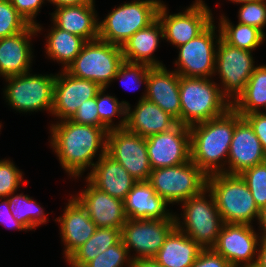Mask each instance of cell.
Wrapping results in <instances>:
<instances>
[{"instance_id": "cell-1", "label": "cell", "mask_w": 266, "mask_h": 267, "mask_svg": "<svg viewBox=\"0 0 266 267\" xmlns=\"http://www.w3.org/2000/svg\"><path fill=\"white\" fill-rule=\"evenodd\" d=\"M51 147L68 175L82 176L85 168H92V162L99 148L100 158L106 153L107 132L105 127L77 124L64 120L51 124Z\"/></svg>"}, {"instance_id": "cell-2", "label": "cell", "mask_w": 266, "mask_h": 267, "mask_svg": "<svg viewBox=\"0 0 266 267\" xmlns=\"http://www.w3.org/2000/svg\"><path fill=\"white\" fill-rule=\"evenodd\" d=\"M241 118L231 107L221 116L189 127L191 161L207 176L225 173L223 166L227 164L235 125Z\"/></svg>"}, {"instance_id": "cell-3", "label": "cell", "mask_w": 266, "mask_h": 267, "mask_svg": "<svg viewBox=\"0 0 266 267\" xmlns=\"http://www.w3.org/2000/svg\"><path fill=\"white\" fill-rule=\"evenodd\" d=\"M217 84L208 78H179L181 124L192 126L223 115L232 104Z\"/></svg>"}, {"instance_id": "cell-4", "label": "cell", "mask_w": 266, "mask_h": 267, "mask_svg": "<svg viewBox=\"0 0 266 267\" xmlns=\"http://www.w3.org/2000/svg\"><path fill=\"white\" fill-rule=\"evenodd\" d=\"M223 223L251 225L259 209L246 182L240 175L216 173L207 178Z\"/></svg>"}, {"instance_id": "cell-5", "label": "cell", "mask_w": 266, "mask_h": 267, "mask_svg": "<svg viewBox=\"0 0 266 267\" xmlns=\"http://www.w3.org/2000/svg\"><path fill=\"white\" fill-rule=\"evenodd\" d=\"M161 4L160 0H134L114 8L99 21L98 38L122 47L133 34L157 19Z\"/></svg>"}, {"instance_id": "cell-6", "label": "cell", "mask_w": 266, "mask_h": 267, "mask_svg": "<svg viewBox=\"0 0 266 267\" xmlns=\"http://www.w3.org/2000/svg\"><path fill=\"white\" fill-rule=\"evenodd\" d=\"M123 61L120 46L98 38L85 43L66 71L76 78L94 81L106 89Z\"/></svg>"}, {"instance_id": "cell-7", "label": "cell", "mask_w": 266, "mask_h": 267, "mask_svg": "<svg viewBox=\"0 0 266 267\" xmlns=\"http://www.w3.org/2000/svg\"><path fill=\"white\" fill-rule=\"evenodd\" d=\"M206 192H209L210 200H206ZM182 203L184 214L183 216L181 214V217L184 219L183 222L179 221L180 218L175 215L176 228L194 240L202 249L212 248L223 225L213 194L206 189Z\"/></svg>"}, {"instance_id": "cell-8", "label": "cell", "mask_w": 266, "mask_h": 267, "mask_svg": "<svg viewBox=\"0 0 266 267\" xmlns=\"http://www.w3.org/2000/svg\"><path fill=\"white\" fill-rule=\"evenodd\" d=\"M208 176L191 160L151 171L148 182L168 204L182 203L207 189Z\"/></svg>"}, {"instance_id": "cell-9", "label": "cell", "mask_w": 266, "mask_h": 267, "mask_svg": "<svg viewBox=\"0 0 266 267\" xmlns=\"http://www.w3.org/2000/svg\"><path fill=\"white\" fill-rule=\"evenodd\" d=\"M218 32L219 36L215 41L217 51L214 72H218L217 74L221 76L222 95L233 104L244 92L256 66L253 64L251 51L228 45L221 39L220 30Z\"/></svg>"}, {"instance_id": "cell-10", "label": "cell", "mask_w": 266, "mask_h": 267, "mask_svg": "<svg viewBox=\"0 0 266 267\" xmlns=\"http://www.w3.org/2000/svg\"><path fill=\"white\" fill-rule=\"evenodd\" d=\"M4 90L8 104L17 111L47 110L52 113L56 75H32L30 72L10 76Z\"/></svg>"}, {"instance_id": "cell-11", "label": "cell", "mask_w": 266, "mask_h": 267, "mask_svg": "<svg viewBox=\"0 0 266 267\" xmlns=\"http://www.w3.org/2000/svg\"><path fill=\"white\" fill-rule=\"evenodd\" d=\"M106 153L120 163L137 181H148L152 171L146 147V138L114 128L107 132Z\"/></svg>"}, {"instance_id": "cell-12", "label": "cell", "mask_w": 266, "mask_h": 267, "mask_svg": "<svg viewBox=\"0 0 266 267\" xmlns=\"http://www.w3.org/2000/svg\"><path fill=\"white\" fill-rule=\"evenodd\" d=\"M175 228V215L170 219H127L121 229V240L128 253L132 248L138 254L131 260L153 258Z\"/></svg>"}, {"instance_id": "cell-13", "label": "cell", "mask_w": 266, "mask_h": 267, "mask_svg": "<svg viewBox=\"0 0 266 267\" xmlns=\"http://www.w3.org/2000/svg\"><path fill=\"white\" fill-rule=\"evenodd\" d=\"M157 18L163 27V39L179 47L201 34L213 21L211 10L202 0H196L184 12L167 14V7L161 4Z\"/></svg>"}, {"instance_id": "cell-14", "label": "cell", "mask_w": 266, "mask_h": 267, "mask_svg": "<svg viewBox=\"0 0 266 267\" xmlns=\"http://www.w3.org/2000/svg\"><path fill=\"white\" fill-rule=\"evenodd\" d=\"M215 28L212 22L197 37L178 47L180 51L175 62L178 69L175 71L180 76L211 79L215 74Z\"/></svg>"}, {"instance_id": "cell-15", "label": "cell", "mask_w": 266, "mask_h": 267, "mask_svg": "<svg viewBox=\"0 0 266 267\" xmlns=\"http://www.w3.org/2000/svg\"><path fill=\"white\" fill-rule=\"evenodd\" d=\"M146 147L152 170L190 161V129L178 123L168 131L146 137Z\"/></svg>"}, {"instance_id": "cell-16", "label": "cell", "mask_w": 266, "mask_h": 267, "mask_svg": "<svg viewBox=\"0 0 266 267\" xmlns=\"http://www.w3.org/2000/svg\"><path fill=\"white\" fill-rule=\"evenodd\" d=\"M261 240L252 225L223 223L212 249L232 267H243L257 261V246Z\"/></svg>"}, {"instance_id": "cell-17", "label": "cell", "mask_w": 266, "mask_h": 267, "mask_svg": "<svg viewBox=\"0 0 266 267\" xmlns=\"http://www.w3.org/2000/svg\"><path fill=\"white\" fill-rule=\"evenodd\" d=\"M102 88L94 81L72 76L66 70L56 74L52 115L60 121L71 120L84 101L97 96Z\"/></svg>"}, {"instance_id": "cell-18", "label": "cell", "mask_w": 266, "mask_h": 267, "mask_svg": "<svg viewBox=\"0 0 266 267\" xmlns=\"http://www.w3.org/2000/svg\"><path fill=\"white\" fill-rule=\"evenodd\" d=\"M266 161L260 140L248 121L242 117L235 125L229 148L225 174L239 175L248 168Z\"/></svg>"}, {"instance_id": "cell-19", "label": "cell", "mask_w": 266, "mask_h": 267, "mask_svg": "<svg viewBox=\"0 0 266 267\" xmlns=\"http://www.w3.org/2000/svg\"><path fill=\"white\" fill-rule=\"evenodd\" d=\"M75 197L86 209L96 227L122 229L128 219L125 214L124 201L110 196L91 184Z\"/></svg>"}, {"instance_id": "cell-20", "label": "cell", "mask_w": 266, "mask_h": 267, "mask_svg": "<svg viewBox=\"0 0 266 267\" xmlns=\"http://www.w3.org/2000/svg\"><path fill=\"white\" fill-rule=\"evenodd\" d=\"M179 78L176 71H169L165 66L151 67L148 71L146 92L140 100L146 99L155 103L181 124Z\"/></svg>"}, {"instance_id": "cell-21", "label": "cell", "mask_w": 266, "mask_h": 267, "mask_svg": "<svg viewBox=\"0 0 266 267\" xmlns=\"http://www.w3.org/2000/svg\"><path fill=\"white\" fill-rule=\"evenodd\" d=\"M39 25H29L18 34L0 38V76L7 78L29 72L33 56L29 39L42 30Z\"/></svg>"}, {"instance_id": "cell-22", "label": "cell", "mask_w": 266, "mask_h": 267, "mask_svg": "<svg viewBox=\"0 0 266 267\" xmlns=\"http://www.w3.org/2000/svg\"><path fill=\"white\" fill-rule=\"evenodd\" d=\"M74 197V198H73ZM71 197L59 218L61 238L65 244V258L68 259L95 232L96 224L90 219L86 209L75 198Z\"/></svg>"}, {"instance_id": "cell-23", "label": "cell", "mask_w": 266, "mask_h": 267, "mask_svg": "<svg viewBox=\"0 0 266 267\" xmlns=\"http://www.w3.org/2000/svg\"><path fill=\"white\" fill-rule=\"evenodd\" d=\"M86 179L99 190L122 201L138 182L107 153L102 155L93 165Z\"/></svg>"}, {"instance_id": "cell-24", "label": "cell", "mask_w": 266, "mask_h": 267, "mask_svg": "<svg viewBox=\"0 0 266 267\" xmlns=\"http://www.w3.org/2000/svg\"><path fill=\"white\" fill-rule=\"evenodd\" d=\"M177 124L178 121L174 117L146 99H139L133 111L130 104L127 106L125 128L141 137L168 131Z\"/></svg>"}, {"instance_id": "cell-25", "label": "cell", "mask_w": 266, "mask_h": 267, "mask_svg": "<svg viewBox=\"0 0 266 267\" xmlns=\"http://www.w3.org/2000/svg\"><path fill=\"white\" fill-rule=\"evenodd\" d=\"M94 3L56 8L52 13L53 24L71 34L92 41L99 37V22Z\"/></svg>"}, {"instance_id": "cell-26", "label": "cell", "mask_w": 266, "mask_h": 267, "mask_svg": "<svg viewBox=\"0 0 266 267\" xmlns=\"http://www.w3.org/2000/svg\"><path fill=\"white\" fill-rule=\"evenodd\" d=\"M167 205L148 181H138L124 200L128 219H170L174 214L168 212Z\"/></svg>"}, {"instance_id": "cell-27", "label": "cell", "mask_w": 266, "mask_h": 267, "mask_svg": "<svg viewBox=\"0 0 266 267\" xmlns=\"http://www.w3.org/2000/svg\"><path fill=\"white\" fill-rule=\"evenodd\" d=\"M159 38L163 39V27L158 18L146 28L133 34L121 47L123 59L132 63H143L150 67H161L153 53L159 46Z\"/></svg>"}, {"instance_id": "cell-28", "label": "cell", "mask_w": 266, "mask_h": 267, "mask_svg": "<svg viewBox=\"0 0 266 267\" xmlns=\"http://www.w3.org/2000/svg\"><path fill=\"white\" fill-rule=\"evenodd\" d=\"M202 248L175 228L153 257L163 267H191Z\"/></svg>"}, {"instance_id": "cell-29", "label": "cell", "mask_w": 266, "mask_h": 267, "mask_svg": "<svg viewBox=\"0 0 266 267\" xmlns=\"http://www.w3.org/2000/svg\"><path fill=\"white\" fill-rule=\"evenodd\" d=\"M46 54L54 61L61 62L63 70L73 63L87 42L84 38L68 33L55 25L46 37Z\"/></svg>"}, {"instance_id": "cell-30", "label": "cell", "mask_w": 266, "mask_h": 267, "mask_svg": "<svg viewBox=\"0 0 266 267\" xmlns=\"http://www.w3.org/2000/svg\"><path fill=\"white\" fill-rule=\"evenodd\" d=\"M121 239V230L97 227L94 234L79 247L66 261L71 267H84L100 253L115 245Z\"/></svg>"}, {"instance_id": "cell-31", "label": "cell", "mask_w": 266, "mask_h": 267, "mask_svg": "<svg viewBox=\"0 0 266 267\" xmlns=\"http://www.w3.org/2000/svg\"><path fill=\"white\" fill-rule=\"evenodd\" d=\"M232 107L243 117L245 114L266 110V65L255 67L244 92L232 104Z\"/></svg>"}, {"instance_id": "cell-32", "label": "cell", "mask_w": 266, "mask_h": 267, "mask_svg": "<svg viewBox=\"0 0 266 267\" xmlns=\"http://www.w3.org/2000/svg\"><path fill=\"white\" fill-rule=\"evenodd\" d=\"M233 25L225 16H221L219 23L221 39L228 45L253 51L263 43L265 35L258 28L241 23Z\"/></svg>"}, {"instance_id": "cell-33", "label": "cell", "mask_w": 266, "mask_h": 267, "mask_svg": "<svg viewBox=\"0 0 266 267\" xmlns=\"http://www.w3.org/2000/svg\"><path fill=\"white\" fill-rule=\"evenodd\" d=\"M13 194L7 197L11 205V213L27 230L47 222L43 208L36 201L22 193L15 196Z\"/></svg>"}, {"instance_id": "cell-34", "label": "cell", "mask_w": 266, "mask_h": 267, "mask_svg": "<svg viewBox=\"0 0 266 267\" xmlns=\"http://www.w3.org/2000/svg\"><path fill=\"white\" fill-rule=\"evenodd\" d=\"M105 88H102L97 93V108L99 114V127H105L108 131L114 128H125L126 126V113L129 103L126 101L118 102V100L110 96L104 95ZM115 115L124 116L118 125H114L112 117ZM113 123V124H111Z\"/></svg>"}, {"instance_id": "cell-35", "label": "cell", "mask_w": 266, "mask_h": 267, "mask_svg": "<svg viewBox=\"0 0 266 267\" xmlns=\"http://www.w3.org/2000/svg\"><path fill=\"white\" fill-rule=\"evenodd\" d=\"M239 175L246 182L260 210L266 205V161L246 169Z\"/></svg>"}, {"instance_id": "cell-36", "label": "cell", "mask_w": 266, "mask_h": 267, "mask_svg": "<svg viewBox=\"0 0 266 267\" xmlns=\"http://www.w3.org/2000/svg\"><path fill=\"white\" fill-rule=\"evenodd\" d=\"M28 26L9 0H0V38L18 34Z\"/></svg>"}, {"instance_id": "cell-37", "label": "cell", "mask_w": 266, "mask_h": 267, "mask_svg": "<svg viewBox=\"0 0 266 267\" xmlns=\"http://www.w3.org/2000/svg\"><path fill=\"white\" fill-rule=\"evenodd\" d=\"M131 256L120 239L115 245L100 253L84 267H123L124 263L130 267Z\"/></svg>"}, {"instance_id": "cell-38", "label": "cell", "mask_w": 266, "mask_h": 267, "mask_svg": "<svg viewBox=\"0 0 266 267\" xmlns=\"http://www.w3.org/2000/svg\"><path fill=\"white\" fill-rule=\"evenodd\" d=\"M238 23L258 28L264 35L266 25V0L242 3Z\"/></svg>"}, {"instance_id": "cell-39", "label": "cell", "mask_w": 266, "mask_h": 267, "mask_svg": "<svg viewBox=\"0 0 266 267\" xmlns=\"http://www.w3.org/2000/svg\"><path fill=\"white\" fill-rule=\"evenodd\" d=\"M22 172L10 160H0V198H7L19 188Z\"/></svg>"}, {"instance_id": "cell-40", "label": "cell", "mask_w": 266, "mask_h": 267, "mask_svg": "<svg viewBox=\"0 0 266 267\" xmlns=\"http://www.w3.org/2000/svg\"><path fill=\"white\" fill-rule=\"evenodd\" d=\"M151 67L143 63H132L128 61H123L119 66V69L114 76V79H121L127 84V79L132 80L131 85H141L142 82L147 85L148 71ZM138 83V84H137ZM137 84V85H136ZM137 86V87H139ZM129 88V87H128Z\"/></svg>"}, {"instance_id": "cell-41", "label": "cell", "mask_w": 266, "mask_h": 267, "mask_svg": "<svg viewBox=\"0 0 266 267\" xmlns=\"http://www.w3.org/2000/svg\"><path fill=\"white\" fill-rule=\"evenodd\" d=\"M97 108V96L84 101L80 105L76 114L71 121L77 124H84L89 126H99V114Z\"/></svg>"}, {"instance_id": "cell-42", "label": "cell", "mask_w": 266, "mask_h": 267, "mask_svg": "<svg viewBox=\"0 0 266 267\" xmlns=\"http://www.w3.org/2000/svg\"><path fill=\"white\" fill-rule=\"evenodd\" d=\"M13 7L23 17V19L29 24L36 26L37 23L34 18L37 16L41 5L45 0H9Z\"/></svg>"}, {"instance_id": "cell-43", "label": "cell", "mask_w": 266, "mask_h": 267, "mask_svg": "<svg viewBox=\"0 0 266 267\" xmlns=\"http://www.w3.org/2000/svg\"><path fill=\"white\" fill-rule=\"evenodd\" d=\"M191 267H232L231 264L212 248L202 249Z\"/></svg>"}, {"instance_id": "cell-44", "label": "cell", "mask_w": 266, "mask_h": 267, "mask_svg": "<svg viewBox=\"0 0 266 267\" xmlns=\"http://www.w3.org/2000/svg\"><path fill=\"white\" fill-rule=\"evenodd\" d=\"M253 128L266 156V112H253L243 116Z\"/></svg>"}, {"instance_id": "cell-45", "label": "cell", "mask_w": 266, "mask_h": 267, "mask_svg": "<svg viewBox=\"0 0 266 267\" xmlns=\"http://www.w3.org/2000/svg\"><path fill=\"white\" fill-rule=\"evenodd\" d=\"M0 223L6 224L9 229L27 230L20 222H18L11 213V205L8 199L0 204Z\"/></svg>"}, {"instance_id": "cell-46", "label": "cell", "mask_w": 266, "mask_h": 267, "mask_svg": "<svg viewBox=\"0 0 266 267\" xmlns=\"http://www.w3.org/2000/svg\"><path fill=\"white\" fill-rule=\"evenodd\" d=\"M130 267H163L154 258H139L131 260Z\"/></svg>"}, {"instance_id": "cell-47", "label": "cell", "mask_w": 266, "mask_h": 267, "mask_svg": "<svg viewBox=\"0 0 266 267\" xmlns=\"http://www.w3.org/2000/svg\"><path fill=\"white\" fill-rule=\"evenodd\" d=\"M47 1L56 5V8L63 6L80 5L85 3H94V0H47Z\"/></svg>"}, {"instance_id": "cell-48", "label": "cell", "mask_w": 266, "mask_h": 267, "mask_svg": "<svg viewBox=\"0 0 266 267\" xmlns=\"http://www.w3.org/2000/svg\"><path fill=\"white\" fill-rule=\"evenodd\" d=\"M257 253L256 263L261 267H266V240L262 239L260 241Z\"/></svg>"}, {"instance_id": "cell-49", "label": "cell", "mask_w": 266, "mask_h": 267, "mask_svg": "<svg viewBox=\"0 0 266 267\" xmlns=\"http://www.w3.org/2000/svg\"><path fill=\"white\" fill-rule=\"evenodd\" d=\"M257 220L259 222L258 224H260L259 226L262 227L261 230H263L261 239L266 240V205L259 210Z\"/></svg>"}, {"instance_id": "cell-50", "label": "cell", "mask_w": 266, "mask_h": 267, "mask_svg": "<svg viewBox=\"0 0 266 267\" xmlns=\"http://www.w3.org/2000/svg\"><path fill=\"white\" fill-rule=\"evenodd\" d=\"M229 1V0H228ZM231 2H234V3H246V2H254V1H263V0H230Z\"/></svg>"}, {"instance_id": "cell-51", "label": "cell", "mask_w": 266, "mask_h": 267, "mask_svg": "<svg viewBox=\"0 0 266 267\" xmlns=\"http://www.w3.org/2000/svg\"><path fill=\"white\" fill-rule=\"evenodd\" d=\"M243 267H261V266L258 265V264L255 262V263H252V264H250V265L243 266Z\"/></svg>"}]
</instances>
